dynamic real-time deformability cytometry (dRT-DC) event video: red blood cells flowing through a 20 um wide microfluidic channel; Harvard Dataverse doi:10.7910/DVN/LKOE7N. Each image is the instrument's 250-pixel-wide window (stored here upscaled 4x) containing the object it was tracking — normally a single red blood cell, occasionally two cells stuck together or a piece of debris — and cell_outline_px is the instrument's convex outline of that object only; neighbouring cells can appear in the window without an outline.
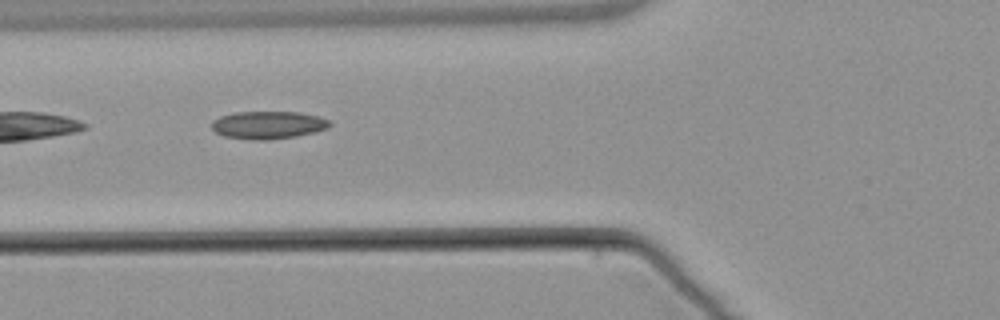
{"species": "common noctule bat (a hibernating species)", "species_latin": "Nyctalus noctula", "temperature_condition": "warm", "stored_images_in_passage": 9, "camera_frame_rate_fps": 3000, "um_per_image_px": 0.085, "animal": {"sex": "male", "body_mass_g": 21.5, "forearm_length_mm": 52.0}, "frame": {"image": 1, "passage_image": 7, "time_ms": 8.0, "image_size_px": [1000, 320], "cell_outline_px": [[332, 124], [328, 128], [296, 136], [264, 140], [252, 140], [224, 136], [216, 132], [212, 128], [212, 120], [220, 116], [236, 112], [300, 112], [316, 116], [328, 120]], "centroid_in_image_um": [22.76, 10.62], "position_along_channel_um": 103.0, "area_um2": 18.9}}